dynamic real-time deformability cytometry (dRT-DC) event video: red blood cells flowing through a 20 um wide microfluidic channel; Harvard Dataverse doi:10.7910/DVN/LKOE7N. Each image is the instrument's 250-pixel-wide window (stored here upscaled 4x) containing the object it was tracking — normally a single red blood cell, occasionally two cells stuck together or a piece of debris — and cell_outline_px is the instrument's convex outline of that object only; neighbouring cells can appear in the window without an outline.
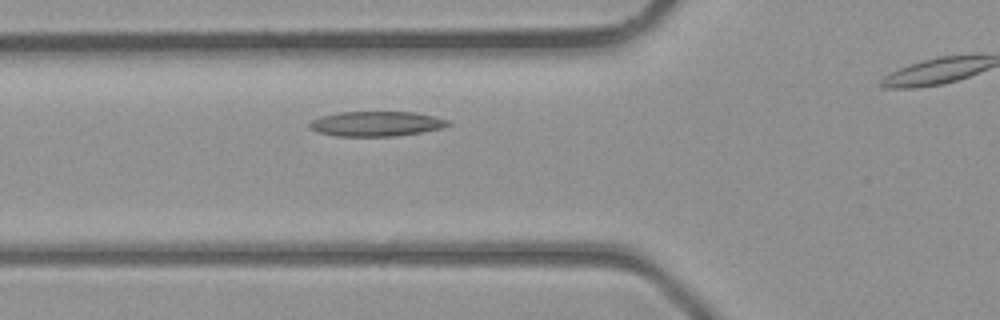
{"species": "common noctule bat (a hibernating species)", "species_latin": "Nyctalus noctula", "temperature_condition": "room temperature", "stored_images_in_passage": 22, "camera_frame_rate_fps": 3000, "um_per_image_px": 0.085, "animal": {"sex": "male", "body_mass_g": 23.1, "forearm_length_mm": 52.7}, "frame": {"image": 1, "passage_image": 2, "time_ms": 0.333, "image_size_px": [1000, 320], "cell_outline_px": [[452, 124], [444, 128], [396, 136], [336, 136], [320, 132], [312, 128], [308, 124], [312, 120], [320, 116], [340, 112], [416, 112], [436, 116], [448, 120]], "centroid_in_image_um": [32.05, 10.51], "position_along_channel_um": 93.8, "area_um2": 20.11}}
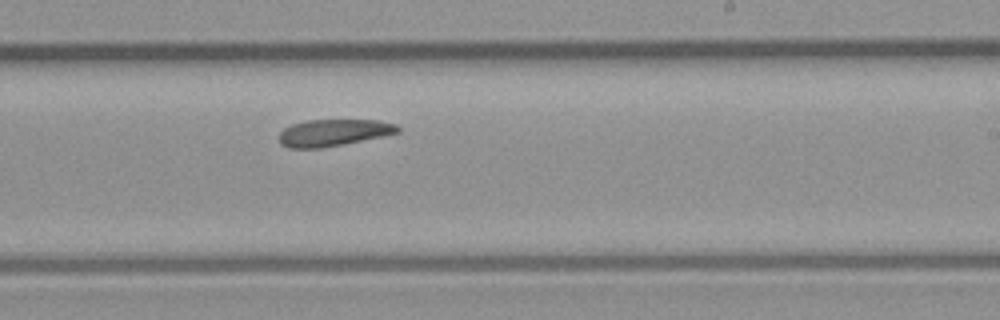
{"frame": {"image": 2, "passage_image": 12, "time_ms": 3.667, "image_size_px": [1000, 320], "cell_outline_px": [[400, 132], [320, 148], [288, 148], [280, 144], [280, 132], [284, 128], [292, 124], [308, 120], [380, 120], [396, 124], [400, 128]], "centroid_in_image_um": [28.32, 11.26], "position_along_channel_um": 260.7, "area_um2": 18.26}}
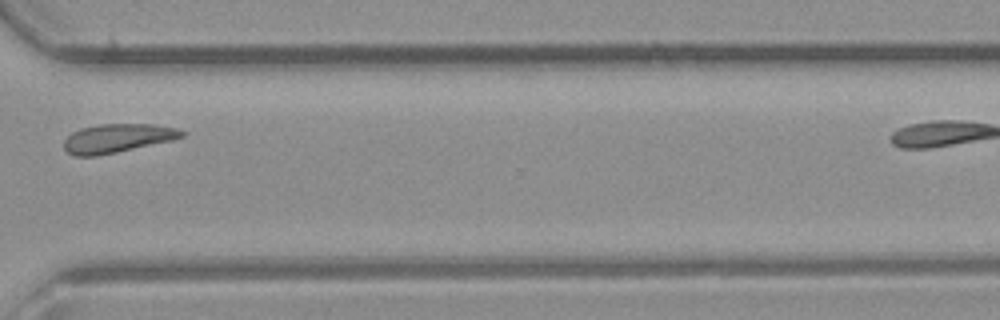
{"frame": {"image": 3, "passage_image": 18, "time_ms": 5.667, "image_size_px": [1000, 320], "cell_outline_px": [[184, 136], [172, 140], [116, 152], [96, 156], [76, 156], [68, 152], [64, 148], [64, 140], [72, 132], [80, 128], [100, 124], [152, 124], [176, 128], [184, 132]], "centroid_in_image_um": [9.95, 11.74], "position_along_channel_um": 360.7, "area_um2": 19.54}}